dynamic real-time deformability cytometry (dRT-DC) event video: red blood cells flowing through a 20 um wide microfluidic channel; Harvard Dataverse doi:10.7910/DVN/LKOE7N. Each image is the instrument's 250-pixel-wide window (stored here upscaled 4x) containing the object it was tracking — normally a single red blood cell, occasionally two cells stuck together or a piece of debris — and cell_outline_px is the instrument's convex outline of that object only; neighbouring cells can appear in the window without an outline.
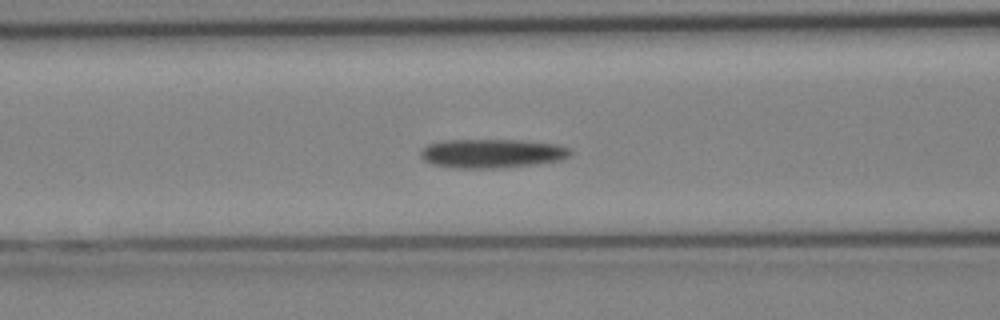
{"species": "Egyptian fruit bat (a non-hibernating species)", "species_latin": "Rousettus aegyptiacus", "temperature_condition": "cold", "stored_images_in_passage": 26, "camera_frame_rate_fps": 3000, "um_per_image_px": 0.085, "animal": {"sex": "female"}, "frame": {"image": 1, "passage_image": 8, "time_ms": 2.333, "image_size_px": [1000, 320], "cell_outline_px": [[572, 152], [568, 156], [560, 160], [536, 164], [488, 168], [460, 168], [432, 164], [424, 160], [420, 156], [420, 152], [428, 144], [440, 140], [524, 140], [556, 144], [572, 148]], "centroid_in_image_um": [41.82, 13.02], "position_along_channel_um": 124.8, "area_um2": 25.2}}